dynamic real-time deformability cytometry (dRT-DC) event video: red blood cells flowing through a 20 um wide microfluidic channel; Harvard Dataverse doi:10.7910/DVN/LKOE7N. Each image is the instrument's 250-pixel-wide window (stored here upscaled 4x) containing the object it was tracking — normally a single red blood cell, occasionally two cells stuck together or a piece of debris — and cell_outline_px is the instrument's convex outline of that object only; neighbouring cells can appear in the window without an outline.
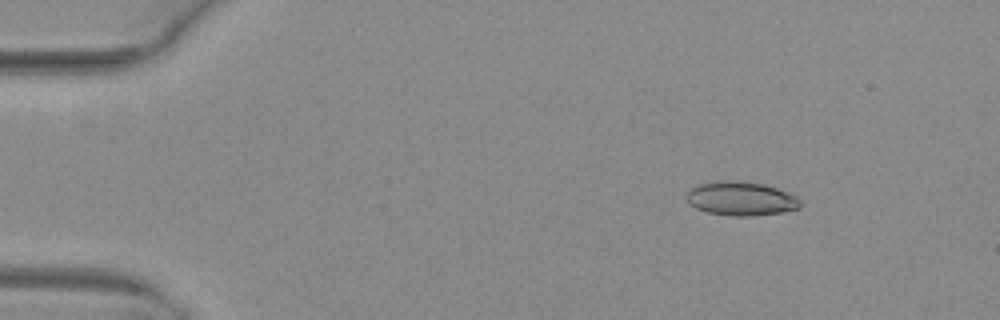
{"species": "common noctule bat (a hibernating species)", "species_latin": "Nyctalus noctula", "temperature_condition": "warm", "stored_images_in_passage": 52, "camera_frame_rate_fps": 3000, "um_per_image_px": 0.085, "animal": {"sex": "female", "body_mass_g": 29.2, "forearm_length_mm": 56.3}, "frame": {"image": 1, "passage_image": 8, "time_ms": 2.333, "image_size_px": [1000, 320], "cell_outline_px": [[800, 208], [780, 212], [756, 216], [732, 216], [708, 212], [696, 208], [688, 200], [688, 192], [692, 188], [700, 184], [716, 180], [732, 180], [764, 184], [788, 192], [796, 196], [800, 200]], "centroid_in_image_um": [63.01, 16.88], "position_along_channel_um": 22.0, "area_um2": 22.31}}
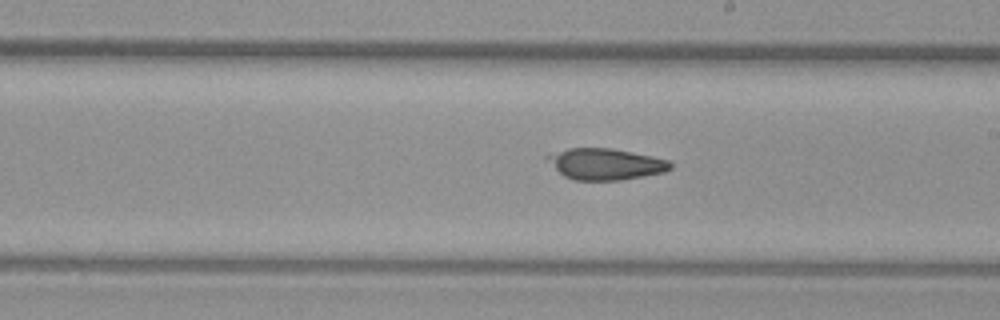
{"frame": {"image": 2, "passage_image": 31, "time_ms": 10.0, "image_size_px": [1000, 320], "cell_outline_px": [[672, 168], [664, 172], [620, 180], [572, 180], [564, 176], [544, 156], [568, 148], [612, 148], [652, 156], [668, 160], [672, 164]], "centroid_in_image_um": [51.48, 13.94], "position_along_channel_um": 237.5, "area_um2": 22.2}}
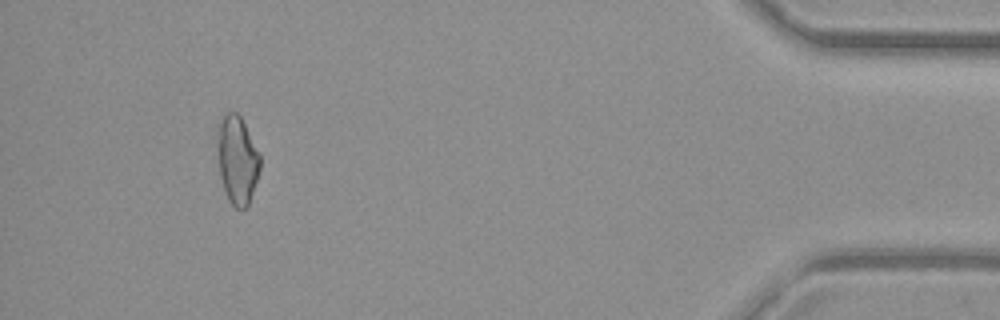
{"frame": {"image": 3, "passage_image": 49, "time_ms": 16.0, "image_size_px": [1000, 320], "cell_outline_px": [[260, 168], [248, 204], [244, 208], [236, 208], [228, 200], [224, 192], [220, 176], [216, 140], [220, 124], [224, 116], [228, 112], [236, 112], [240, 116], [260, 156]], "centroid_in_image_um": [20.14, 13.61], "position_along_channel_um": 415.1, "area_um2": 21.44}, "authors_computed_cell_mechanics": {"area_um2": 22.5998, "velocity_mm_per_s": 4.0574, "shape_relaxation_time_tau1_ms": null, "shape_relaxation_time_tau2_ms": 2.3404, "deformation_change_tau1": null, "deformation_change_tau2": 0.0716}}